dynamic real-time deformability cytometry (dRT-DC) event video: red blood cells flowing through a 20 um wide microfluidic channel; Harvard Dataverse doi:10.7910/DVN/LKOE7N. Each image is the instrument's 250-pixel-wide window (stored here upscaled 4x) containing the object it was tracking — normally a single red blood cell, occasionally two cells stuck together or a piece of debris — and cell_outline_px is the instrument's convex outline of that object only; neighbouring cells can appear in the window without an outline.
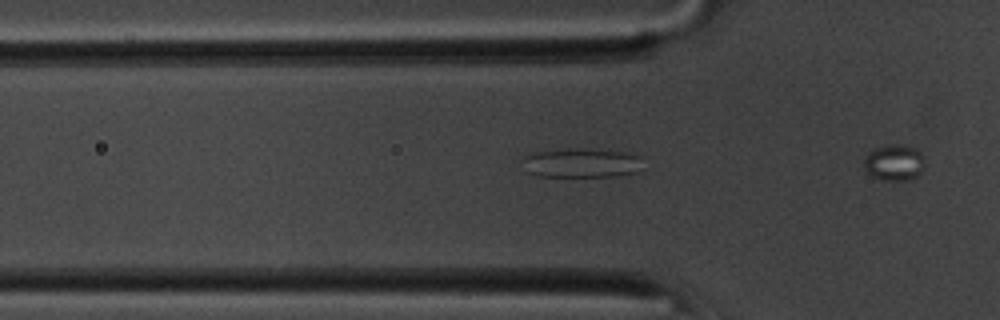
{"species": "common noctule bat (a hibernating species)", "species_latin": "Nyctalus noctula", "temperature_condition": "room temperature", "stored_images_in_passage": 5, "camera_frame_rate_fps": 3000, "um_per_image_px": 0.085, "animal": {"sex": "male", "body_mass_g": 20.1, "forearm_length_mm": 53.5}, "frame": {"image": 1, "passage_image": 5, "time_ms": 1.333, "image_size_px": [1000, 320], "cell_outline_px": [[924, 168], [916, 176], [904, 180], [884, 180], [872, 176], [864, 168], [864, 160], [868, 152], [872, 148], [912, 148], [920, 152], [924, 156]], "centroid_in_image_um": [75.99, 13.88], "position_along_channel_um": 49.8, "area_um2": 12.02}}